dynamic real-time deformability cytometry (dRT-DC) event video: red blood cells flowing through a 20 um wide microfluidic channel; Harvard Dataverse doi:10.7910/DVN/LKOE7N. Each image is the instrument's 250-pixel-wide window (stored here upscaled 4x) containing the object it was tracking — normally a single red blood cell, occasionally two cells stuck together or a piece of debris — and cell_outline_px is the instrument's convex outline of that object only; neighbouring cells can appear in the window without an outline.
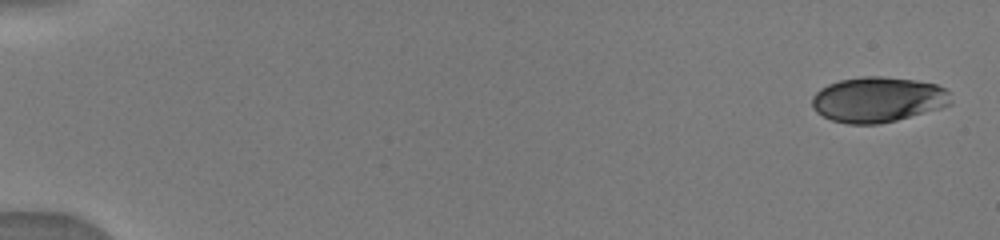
{"species": "human", "species_latin": "Homo sapiens", "temperature_condition": "warm", "stored_images_in_passage": 61, "camera_frame_rate_fps": 3000, "um_per_image_px": 0.085, "donor": {"sex": "male"}, "frame": {"image": 1, "passage_image": 1, "time_ms": 0.0, "image_size_px": [1000, 240], "cell_outline_px": [[952, 104], [940, 108], [896, 120], [880, 124], [848, 124], [832, 120], [816, 112], [812, 108], [812, 96], [820, 88], [828, 84], [840, 80], [864, 76], [880, 76], [916, 80], [936, 84], [944, 88], [948, 92], [952, 100]], "centroid_in_image_um": [74.61, 8.46], "position_along_channel_um": 10.4, "area_um2": 36.7}}
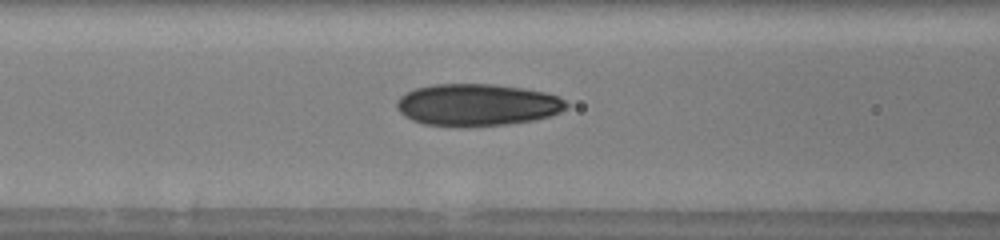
{"frame": {"image": 2, "passage_image": 33, "time_ms": 7.0, "image_size_px": [1000, 240], "cell_outline_px": [[568, 108], [560, 112], [548, 116], [532, 120], [504, 124], [424, 124], [412, 120], [404, 116], [396, 108], [396, 100], [404, 92], [416, 88], [432, 84], [492, 84], [524, 88], [544, 92], [560, 96], [568, 104]], "centroid_in_image_um": [40.55, 8.87], "position_along_channel_um": 126.0, "area_um2": 40.86}}
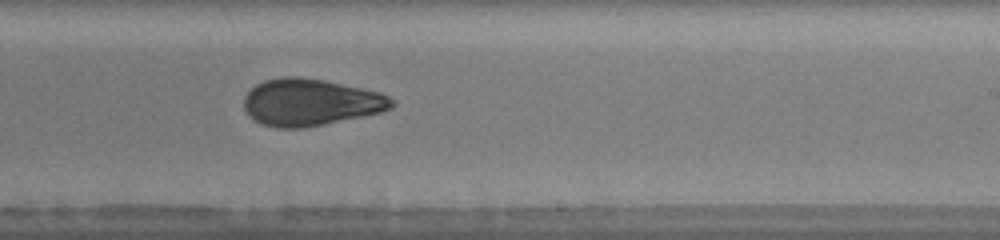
{"frame": {"image": 3, "passage_image": 50, "time_ms": 10.333, "image_size_px": [1000, 240], "cell_outline_px": [[396, 104], [392, 108], [380, 112], [324, 124], [304, 128], [276, 128], [264, 124], [256, 120], [244, 108], [244, 96], [256, 84], [264, 80], [284, 76], [296, 76], [324, 80], [380, 92], [388, 96]], "centroid_in_image_um": [26.39, 8.68], "position_along_channel_um": 262.6, "area_um2": 40.11}}